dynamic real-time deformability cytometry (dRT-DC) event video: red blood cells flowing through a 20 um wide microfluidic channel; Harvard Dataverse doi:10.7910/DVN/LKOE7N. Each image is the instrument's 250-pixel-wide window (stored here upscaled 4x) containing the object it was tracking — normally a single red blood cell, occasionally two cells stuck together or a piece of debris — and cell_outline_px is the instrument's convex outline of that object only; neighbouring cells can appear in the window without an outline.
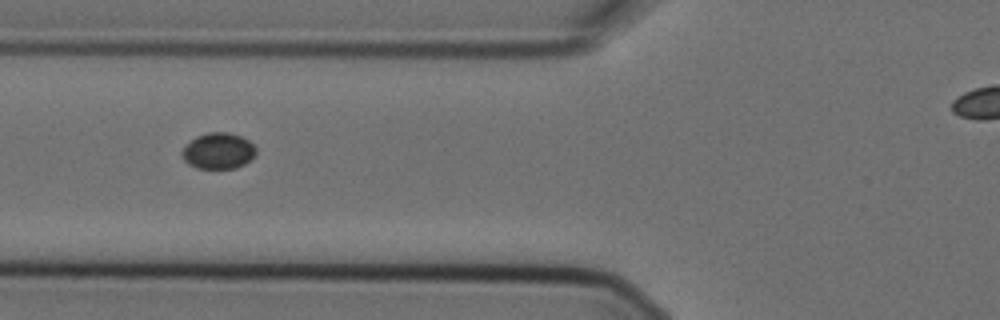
{"species": "Egyptian fruit bat (a non-hibernating species)", "species_latin": "Rousettus aegyptiacus", "temperature_condition": "cold", "stored_images_in_passage": 8, "camera_frame_rate_fps": 3000, "um_per_image_px": 0.085, "animal": {"sex": "female"}, "frame": {"image": 1, "passage_image": 5, "time_ms": 1.333, "image_size_px": [1000, 320], "cell_outline_px": [[256, 152], [244, 164], [236, 168], [196, 168], [188, 164], [184, 160], [180, 152], [196, 136], [208, 132], [228, 132], [240, 136], [248, 140], [256, 148]], "centroid_in_image_um": [18.53, 12.82], "position_along_channel_um": 107.3, "area_um2": 15.37}}
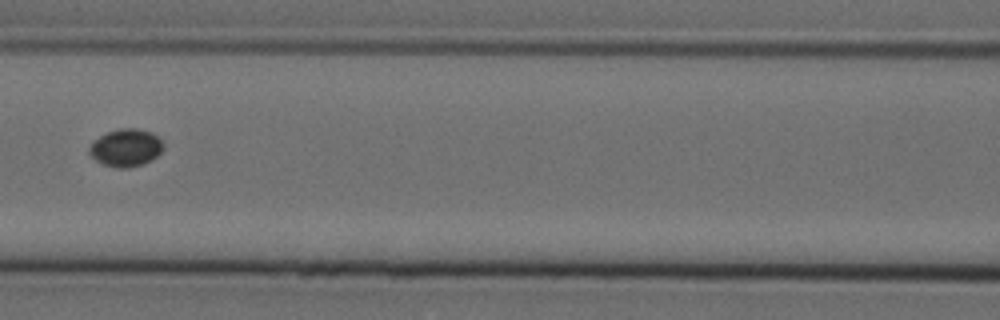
{"frame": {"image": 2, "passage_image": 6, "time_ms": 1.667, "image_size_px": [1000, 320], "cell_outline_px": [[164, 148], [156, 156], [144, 164], [128, 168], [116, 168], [104, 164], [96, 160], [88, 152], [88, 148], [92, 140], [108, 132], [120, 128], [136, 128], [152, 132], [164, 144]], "centroid_in_image_um": [10.68, 12.55], "position_along_channel_um": 155.9, "area_um2": 16.24}}
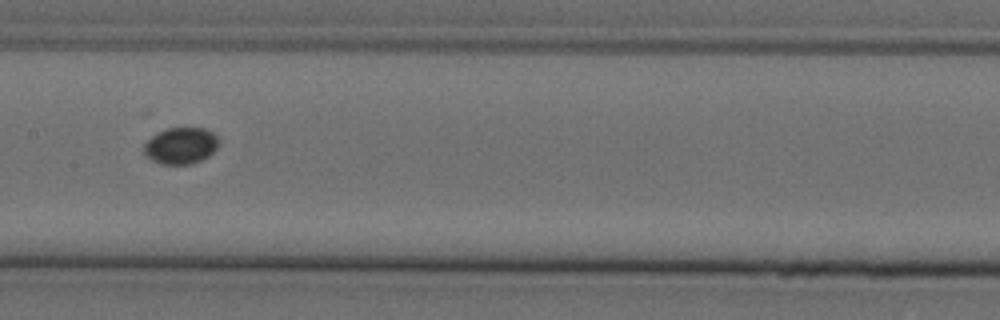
{"frame": {"image": 3, "passage_image": 7, "time_ms": 2.0, "image_size_px": [1000, 320], "cell_outline_px": [[216, 148], [208, 156], [192, 164], [160, 164], [144, 156], [144, 144], [156, 132], [168, 128], [204, 128], [212, 132], [216, 136]], "centroid_in_image_um": [15.31, 12.39], "position_along_channel_um": 192.1, "area_um2": 15.78}}